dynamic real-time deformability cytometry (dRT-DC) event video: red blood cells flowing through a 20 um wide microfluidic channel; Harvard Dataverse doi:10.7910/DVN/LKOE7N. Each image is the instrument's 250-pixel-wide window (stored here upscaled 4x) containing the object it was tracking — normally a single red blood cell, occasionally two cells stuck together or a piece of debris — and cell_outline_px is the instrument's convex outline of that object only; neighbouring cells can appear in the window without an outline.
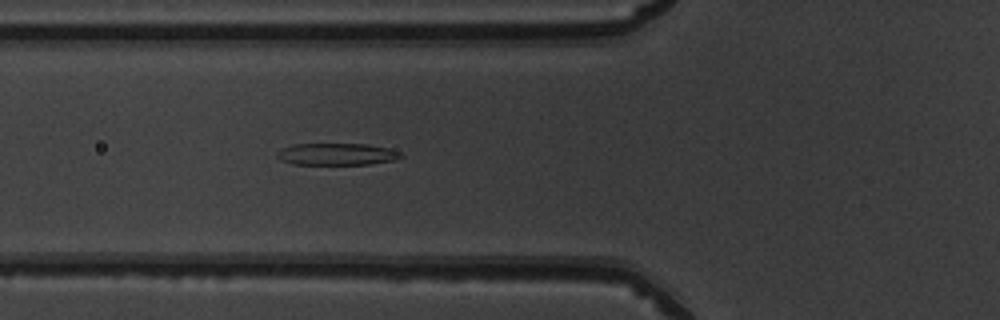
{"species": "common noctule bat (a hibernating species)", "species_latin": "Nyctalus noctula", "temperature_condition": "warm", "stored_images_in_passage": 32, "camera_frame_rate_fps": 3000, "um_per_image_px": 0.085, "animal": {"sex": "male", "body_mass_g": 19.5, "forearm_length_mm": 54.6}, "frame": {"image": 1, "passage_image": 6, "time_ms": 1.667, "image_size_px": [1000, 320], "cell_outline_px": [[404, 156], [392, 160], [368, 164], [292, 164], [280, 160], [276, 156], [280, 148], [292, 144], [368, 144], [388, 148], [400, 152]], "centroid_in_image_um": [28.58, 13.1], "position_along_channel_um": 97.2, "area_um2": 15.78}}
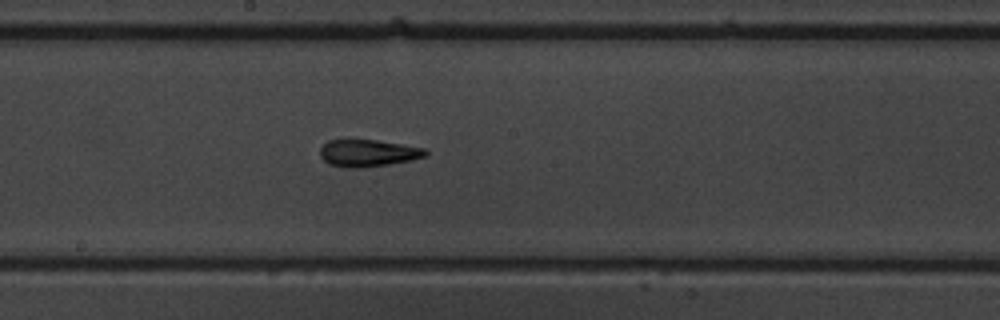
{"frame": {"image": 2, "passage_image": 15, "time_ms": 4.667, "image_size_px": [1000, 320], "cell_outline_px": [[428, 152], [424, 156], [408, 160], [388, 164], [360, 168], [348, 168], [328, 164], [320, 156], [320, 148], [328, 140], [376, 140], [424, 148]], "centroid_in_image_um": [31.22, 13.01], "position_along_channel_um": 217.0, "area_um2": 16.36}}
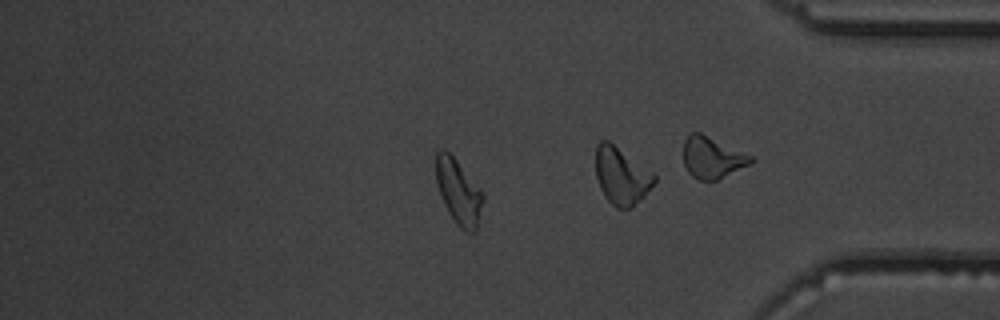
{"frame": {"image": 3, "passage_image": 24, "time_ms": 7.667, "image_size_px": [1000, 320], "cell_outline_px": [[484, 200], [476, 228], [472, 232], [464, 232], [456, 224], [448, 212], [444, 204], [436, 184], [436, 152], [440, 148], [448, 152], [456, 160], [484, 192]], "centroid_in_image_um": [38.97, 16.3], "position_along_channel_um": 396.2, "area_um2": 17.8}, "authors_computed_cell_mechanics": {"area_um2": 17.6001, "velocity_mm_per_s": 4.0145, "shape_relaxation_time_tau1_ms": 4.9771, "shape_relaxation_time_tau2_ms": 2.9089, "deformation_change_tau1": 0.2211, "deformation_change_tau2": 0.1356}}